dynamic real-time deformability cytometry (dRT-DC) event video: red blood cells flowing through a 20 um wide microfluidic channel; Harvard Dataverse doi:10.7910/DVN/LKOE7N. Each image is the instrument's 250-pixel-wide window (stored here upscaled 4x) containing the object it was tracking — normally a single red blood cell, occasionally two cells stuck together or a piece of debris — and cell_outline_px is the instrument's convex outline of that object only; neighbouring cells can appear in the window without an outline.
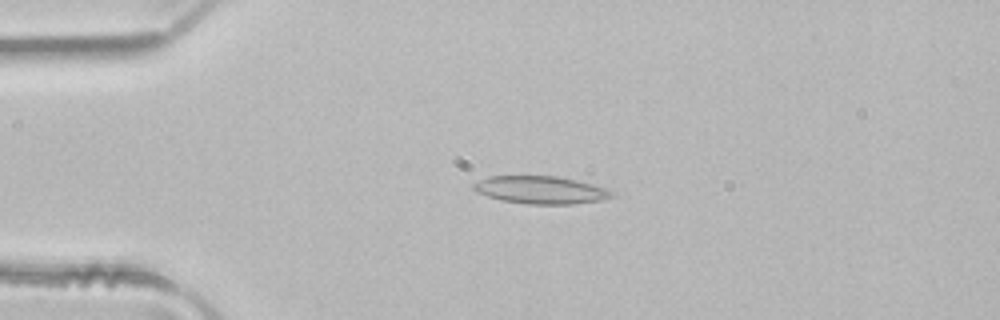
{"species": "common noctule bat (a hibernating species)", "species_latin": "Nyctalus noctula", "temperature_condition": "room temperature", "stored_images_in_passage": 4, "camera_frame_rate_fps": 3000, "um_per_image_px": 0.085, "animal": {"sex": "male", "body_mass_g": 21.5, "forearm_length_mm": 52.0}, "frame": {"image": 1, "passage_image": 3, "time_ms": 0.667, "image_size_px": [1000, 320], "cell_outline_px": [[616, 196], [600, 200], [572, 204], [528, 204], [504, 200], [488, 196], [476, 192], [472, 188], [472, 184], [488, 176], [556, 176], [576, 180], [592, 184], [616, 192]], "centroid_in_image_um": [45.98, 16.14], "position_along_channel_um": 39.0, "area_um2": 22.2}}